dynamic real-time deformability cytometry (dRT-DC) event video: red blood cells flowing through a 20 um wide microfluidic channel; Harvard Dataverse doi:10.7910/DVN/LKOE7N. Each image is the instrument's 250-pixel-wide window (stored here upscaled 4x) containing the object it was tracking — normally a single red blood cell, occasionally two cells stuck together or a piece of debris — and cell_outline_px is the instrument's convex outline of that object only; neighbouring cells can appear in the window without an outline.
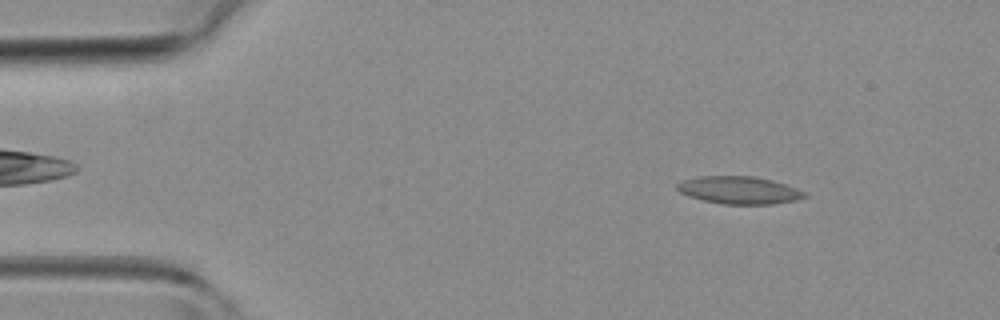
{"species": "common noctule bat (a hibernating species)", "species_latin": "Nyctalus noctula", "temperature_condition": "room temperature", "stored_images_in_passage": 13, "camera_frame_rate_fps": 3000, "um_per_image_px": 0.085, "animal": {"sex": "female", "body_mass_g": 19.3, "forearm_length_mm": 54.1}, "frame": {"image": 1, "passage_image": 5, "time_ms": 1.333, "image_size_px": [1000, 320], "cell_outline_px": [[808, 196], [796, 200], [772, 204], [724, 204], [704, 200], [688, 196], [680, 192], [676, 188], [676, 184], [684, 180], [700, 176], [752, 176], [772, 180], [796, 188], [804, 192]], "centroid_in_image_um": [62.82, 16.16], "position_along_channel_um": 22.2, "area_um2": 20.29}}
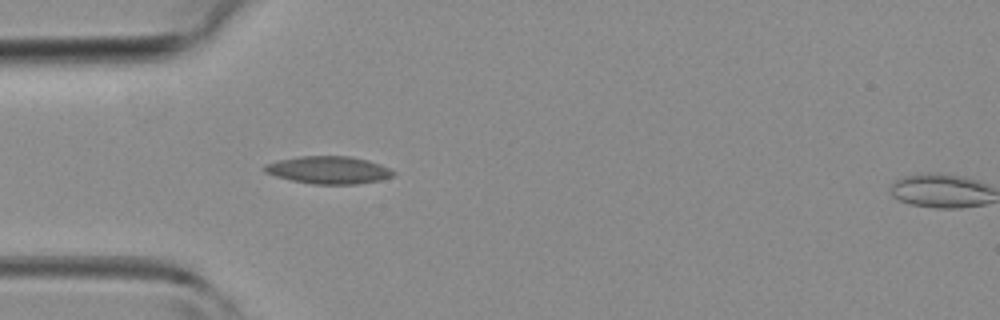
{"frame": {"image": 2, "passage_image": 12, "time_ms": 3.667, "image_size_px": [1000, 320], "cell_outline_px": [[396, 172], [392, 176], [380, 180], [356, 184], [312, 184], [292, 180], [276, 176], [264, 172], [260, 168], [264, 164], [280, 160], [300, 156], [348, 156], [368, 160], [380, 164]], "centroid_in_image_um": [27.9, 14.45], "position_along_channel_um": 57.1, "area_um2": 20.63}}